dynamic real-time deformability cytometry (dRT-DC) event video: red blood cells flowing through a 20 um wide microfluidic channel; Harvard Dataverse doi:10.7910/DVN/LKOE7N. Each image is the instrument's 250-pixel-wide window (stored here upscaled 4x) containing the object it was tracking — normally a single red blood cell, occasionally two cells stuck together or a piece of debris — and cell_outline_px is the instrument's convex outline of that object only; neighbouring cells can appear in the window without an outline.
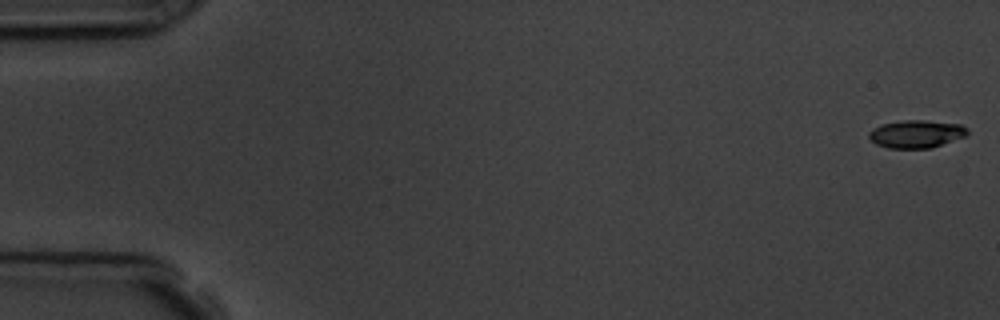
{"species": "common noctule bat (a hibernating species)", "species_latin": "Nyctalus noctula", "temperature_condition": "room temperature", "stored_images_in_passage": 5, "camera_frame_rate_fps": 3000, "um_per_image_px": 0.085, "animal": {"sex": "male", "body_mass_g": 19.5, "forearm_length_mm": 54.6}, "frame": {"image": 1, "passage_image": 1, "time_ms": 0.0, "image_size_px": [1000, 320], "cell_outline_px": [[968, 136], [932, 148], [888, 148], [876, 144], [868, 136], [868, 132], [872, 128], [880, 124], [904, 120], [924, 120], [960, 124], [968, 128]], "centroid_in_image_um": [77.9, 11.38], "position_along_channel_um": 7.1, "area_um2": 16.18}}
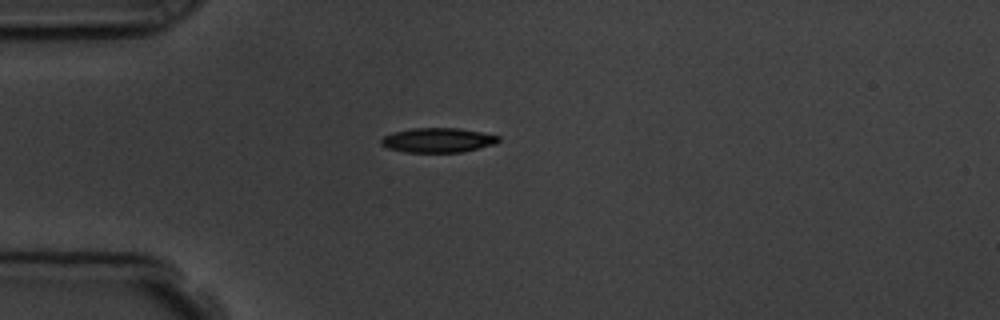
{"frame": {"image": 2, "passage_image": 5, "time_ms": 4.667, "image_size_px": [1000, 320], "cell_outline_px": [[500, 140], [496, 144], [460, 152], [404, 152], [388, 148], [380, 144], [380, 140], [384, 136], [392, 132], [412, 128], [460, 128], [500, 136]], "centroid_in_image_um": [37.2, 11.91], "position_along_channel_um": 47.8, "area_um2": 16.82}}